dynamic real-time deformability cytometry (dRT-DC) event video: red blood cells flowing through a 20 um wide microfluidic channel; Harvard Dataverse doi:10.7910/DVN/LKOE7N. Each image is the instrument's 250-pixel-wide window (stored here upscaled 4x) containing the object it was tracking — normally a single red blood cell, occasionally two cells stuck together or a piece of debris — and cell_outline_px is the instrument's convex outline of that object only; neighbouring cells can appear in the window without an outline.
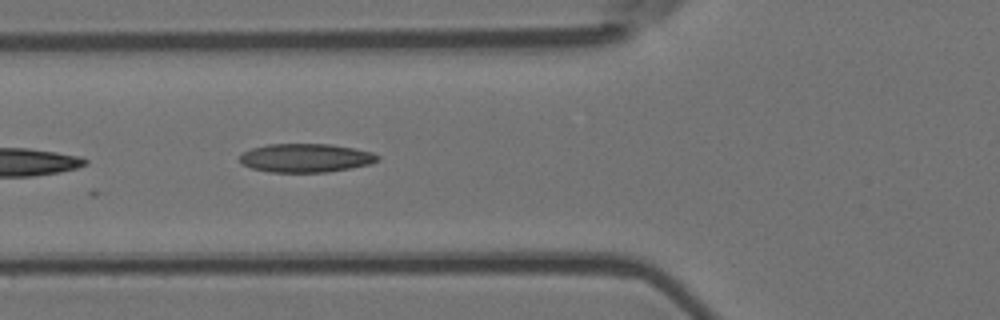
{"species": "Egyptian fruit bat (a non-hibernating species)", "species_latin": "Rousettus aegyptiacus", "temperature_condition": "room temperature", "stored_images_in_passage": 6, "camera_frame_rate_fps": 3000, "um_per_image_px": 0.085, "animal": {"sex": "female"}, "frame": {"image": 1, "passage_image": 6, "time_ms": 1.667, "image_size_px": [1000, 320], "cell_outline_px": [[380, 160], [368, 164], [352, 168], [328, 172], [268, 172], [252, 168], [240, 164], [240, 152], [252, 148], [268, 144], [328, 144], [352, 148], [372, 152], [380, 156]], "centroid_in_image_um": [25.96, 13.43], "position_along_channel_um": 99.8, "area_um2": 23.12}}